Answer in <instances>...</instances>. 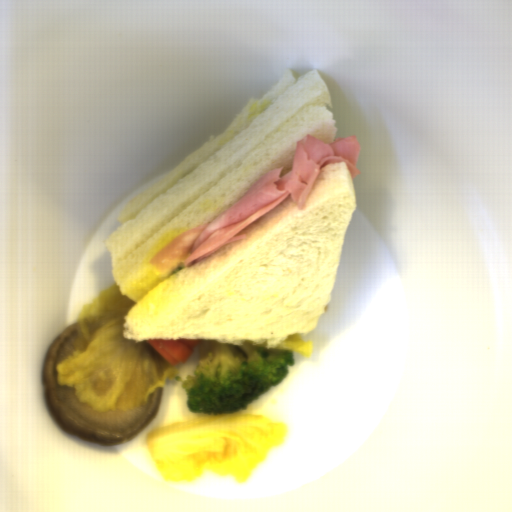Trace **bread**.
<instances>
[{"instance_id":"1","label":"bread","mask_w":512,"mask_h":512,"mask_svg":"<svg viewBox=\"0 0 512 512\" xmlns=\"http://www.w3.org/2000/svg\"><path fill=\"white\" fill-rule=\"evenodd\" d=\"M356 207L345 161L326 164L303 209L288 195L235 235L245 239L176 272L177 296L150 317L123 316L122 337L274 349L290 335L310 333L331 302Z\"/></svg>"},{"instance_id":"2","label":"bread","mask_w":512,"mask_h":512,"mask_svg":"<svg viewBox=\"0 0 512 512\" xmlns=\"http://www.w3.org/2000/svg\"><path fill=\"white\" fill-rule=\"evenodd\" d=\"M327 106L334 103L318 69L295 77L287 68L261 99H248L221 135L127 201L117 214L121 225L104 241L120 294L167 231L210 223L272 168L284 167L279 176L286 175L305 136L336 140Z\"/></svg>"}]
</instances>
